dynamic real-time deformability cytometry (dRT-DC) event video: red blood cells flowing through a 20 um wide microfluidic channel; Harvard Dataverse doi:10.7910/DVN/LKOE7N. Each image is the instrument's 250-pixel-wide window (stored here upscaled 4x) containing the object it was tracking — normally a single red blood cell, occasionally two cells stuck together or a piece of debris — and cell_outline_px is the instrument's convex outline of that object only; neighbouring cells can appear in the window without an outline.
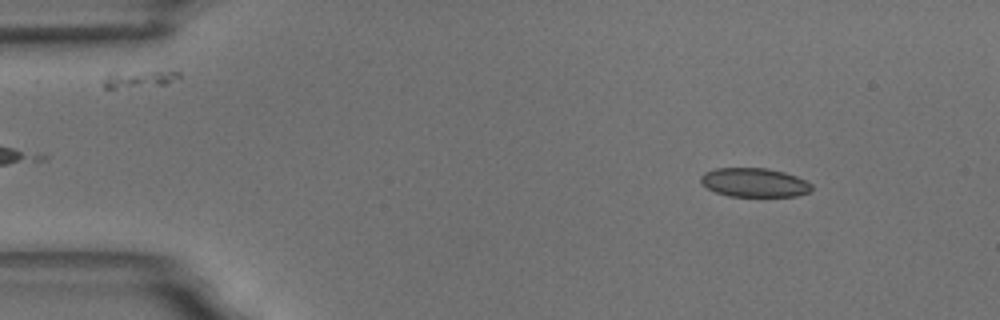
{"species": "common noctule bat (a hibernating species)", "species_latin": "Nyctalus noctula", "temperature_condition": "room temperature", "stored_images_in_passage": 59, "camera_frame_rate_fps": 3000, "um_per_image_px": 0.085, "animal": {"sex": "male", "body_mass_g": 18.8}, "frame": {"image": 1, "passage_image": 7, "time_ms": 2.0, "image_size_px": [1000, 320], "cell_outline_px": [[812, 188], [808, 192], [796, 196], [728, 196], [716, 192], [708, 188], [700, 180], [700, 176], [704, 172], [716, 168], [768, 168], [784, 172], [796, 176], [812, 184]], "centroid_in_image_um": [64.11, 15.51], "position_along_channel_um": 20.9, "area_um2": 18.61}}
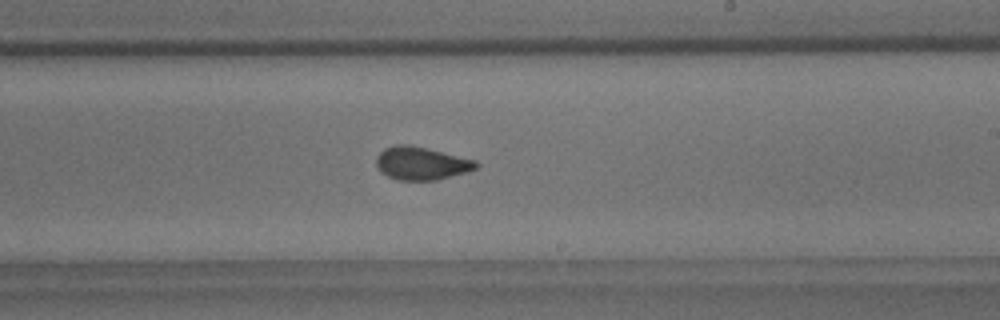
{"frame": {"image": 2, "passage_image": 34, "time_ms": 11.0, "image_size_px": [1000, 320], "cell_outline_px": [[480, 164], [476, 168], [468, 172], [436, 180], [400, 180], [388, 176], [380, 172], [376, 164], [376, 156], [384, 148], [396, 144], [408, 144], [476, 160]], "centroid_in_image_um": [35.8, 13.88], "position_along_channel_um": 253.2, "area_um2": 19.19}}
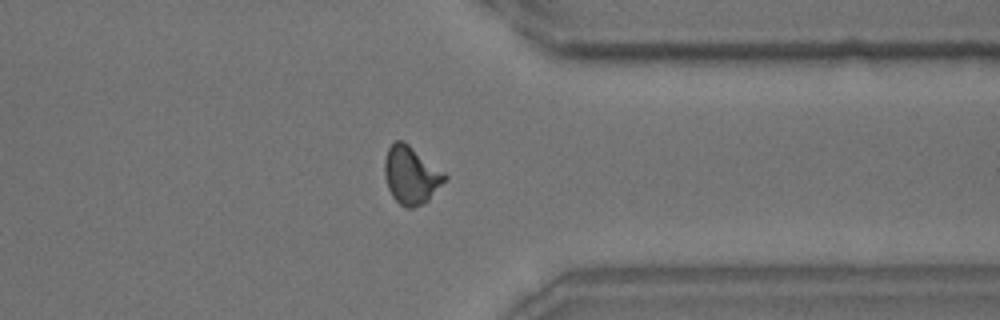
{"frame": {"image": 3, "passage_image": 45, "time_ms": 14.667, "image_size_px": [1000, 320], "cell_outline_px": [[448, 180], [424, 204], [412, 208], [404, 208], [392, 196], [388, 188], [384, 176], [384, 160], [388, 148], [396, 140], [404, 140], [444, 172], [448, 176]], "centroid_in_image_um": [34.95, 14.9], "position_along_channel_um": 376.4, "area_um2": 20.52}, "authors_computed_cell_mechanics": {"area_um2": 19.0162, "velocity_mm_per_s": 3.4959, "shape_relaxation_time_tau1_ms": 8.0716, "shape_relaxation_time_tau2_ms": 1.3855, "deformation_change_tau1": 0.1487, "deformation_change_tau2": 0.0626}}